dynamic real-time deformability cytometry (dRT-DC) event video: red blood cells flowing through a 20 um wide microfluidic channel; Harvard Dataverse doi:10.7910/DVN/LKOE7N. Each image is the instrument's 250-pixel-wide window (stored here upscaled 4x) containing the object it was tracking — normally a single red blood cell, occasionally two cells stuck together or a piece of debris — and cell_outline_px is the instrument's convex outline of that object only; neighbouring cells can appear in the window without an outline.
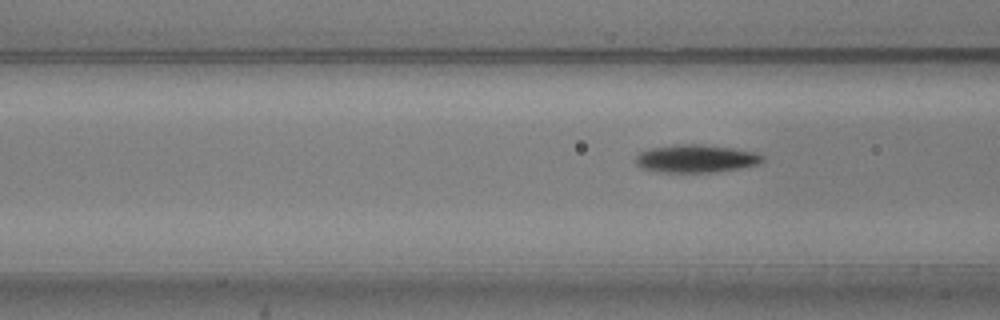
{"species": "common noctule bat (a hibernating species)", "species_latin": "Nyctalus noctula", "temperature_condition": "warm", "stored_images_in_passage": 7, "segment_of_instrument_passage": [2, 2], "camera_frame_rate_fps": 3000, "um_per_image_px": 0.085, "animal": {"sex": "male", "body_mass_g": 20.5, "forearm_length_mm": 52.5}, "frame": {"image": 1, "passage_image": 7, "time_ms": 2.0, "image_size_px": [1000, 320], "cell_outline_px": [[764, 160], [756, 164], [740, 168], [712, 172], [664, 172], [644, 168], [636, 164], [636, 156], [640, 152], [648, 148], [676, 144], [700, 144], [732, 148], [752, 152], [764, 156]], "centroid_in_image_um": [59.13, 13.47], "position_along_channel_um": 107.5, "area_um2": 20.35}}